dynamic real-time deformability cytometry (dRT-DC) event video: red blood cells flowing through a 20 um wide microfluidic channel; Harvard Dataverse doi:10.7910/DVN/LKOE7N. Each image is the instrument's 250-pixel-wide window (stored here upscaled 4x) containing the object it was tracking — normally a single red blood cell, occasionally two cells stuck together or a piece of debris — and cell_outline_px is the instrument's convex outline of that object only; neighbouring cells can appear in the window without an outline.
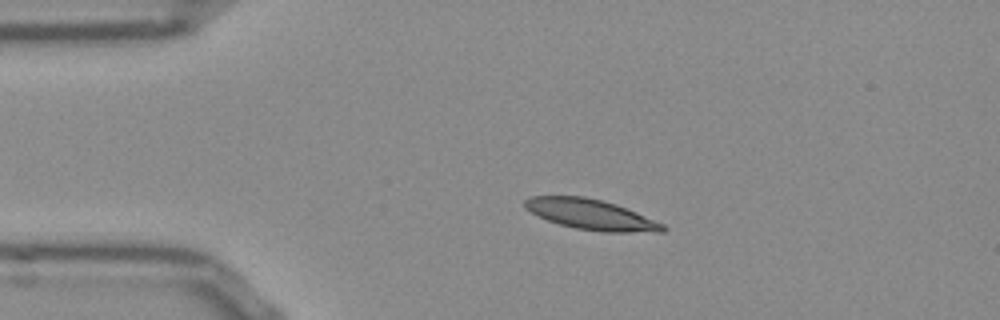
{"species": "Egyptian fruit bat (a non-hibernating species)", "species_latin": "Rousettus aegyptiacus", "temperature_condition": "room temperature", "stored_images_in_passage": 43, "camera_frame_rate_fps": 3000, "um_per_image_px": 0.085, "frame": {"image": 1, "passage_image": 1, "time_ms": 0.0, "image_size_px": [1000, 320], "cell_outline_px": [[668, 228], [664, 232], [600, 232], [576, 228], [560, 224], [548, 220], [524, 208], [524, 200], [532, 196], [584, 196], [616, 204], [636, 212], [664, 224]], "centroid_in_image_um": [50.26, 18.24], "position_along_channel_um": 34.7, "area_um2": 24.28}}
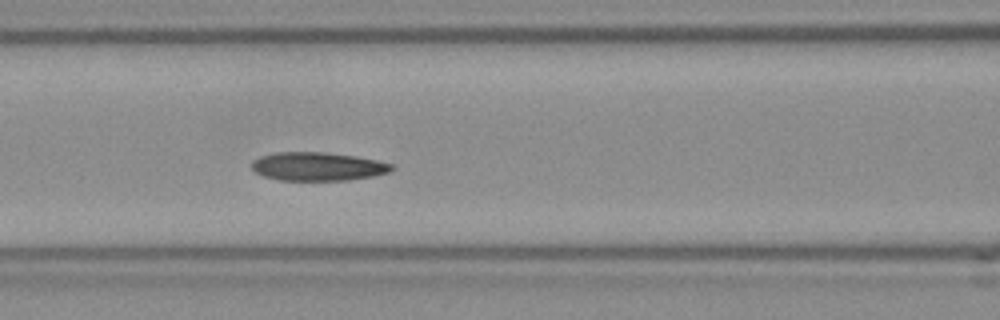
{"frame": {"image": 2, "passage_image": 12, "time_ms": 3.667, "image_size_px": [1000, 320], "cell_outline_px": [[396, 168], [388, 172], [372, 176], [348, 180], [280, 180], [264, 176], [256, 172], [252, 168], [252, 160], [260, 156], [276, 152], [324, 152], [356, 156], [376, 160], [392, 164]], "centroid_in_image_um": [27.01, 14.14], "position_along_channel_um": 139.6, "area_um2": 23.18}}
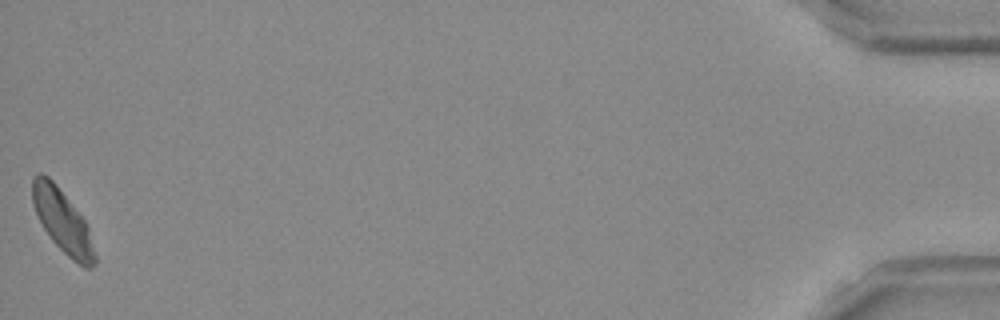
{"frame": {"image": 3, "passage_image": 43, "time_ms": 14.0, "image_size_px": [1000, 320], "cell_outline_px": [[96, 264], [92, 268], [84, 268], [72, 260], [52, 240], [44, 228], [32, 204], [32, 176], [36, 172], [40, 172], [48, 176], [56, 184], [84, 220], [88, 228], [96, 256]], "centroid_in_image_um": [5.3, 18.8], "position_along_channel_um": 429.9, "area_um2": 22.66}, "authors_computed_cell_mechanics": {"area_um2": 23.1778, "velocity_mm_per_s": 3.7992, "shape_relaxation_time_tau1_ms": 7.3862, "shape_relaxation_time_tau2_ms": 4.3219, "deformation_change_tau1": 0.1626, "deformation_change_tau2": 0.0855}}